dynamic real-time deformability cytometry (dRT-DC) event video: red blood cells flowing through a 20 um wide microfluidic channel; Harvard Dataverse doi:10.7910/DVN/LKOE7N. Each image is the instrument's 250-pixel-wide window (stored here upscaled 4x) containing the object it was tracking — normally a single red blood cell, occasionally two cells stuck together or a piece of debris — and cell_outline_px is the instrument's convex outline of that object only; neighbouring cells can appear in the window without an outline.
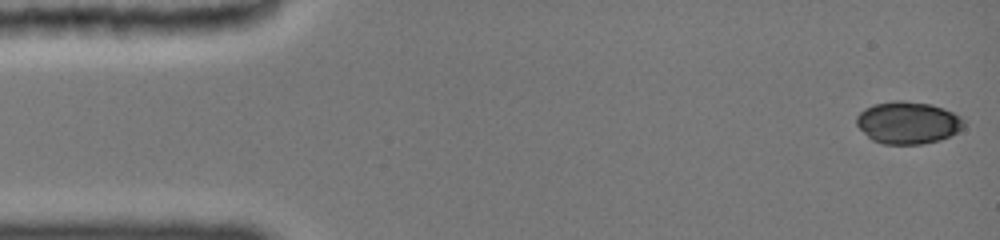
{"species": "common noctule bat (a hibernating species)", "species_latin": "Nyctalus noctula", "temperature_condition": "cold", "stored_images_in_passage": 26, "camera_frame_rate_fps": 3000, "um_per_image_px": 0.085, "animal": {"sex": "female", "body_mass_g": 19.0, "forearm_length_mm": 51.5}, "frame": {"image": 1, "passage_image": 1, "time_ms": 0.0, "image_size_px": [1000, 240], "cell_outline_px": [[964, 128], [940, 140], [920, 144], [884, 144], [872, 140], [856, 124], [856, 116], [864, 108], [872, 104], [896, 100], [900, 100], [932, 104], [944, 108], [960, 116], [964, 120]], "centroid_in_image_um": [77.16, 10.41], "position_along_channel_um": 7.8, "area_um2": 26.47}}
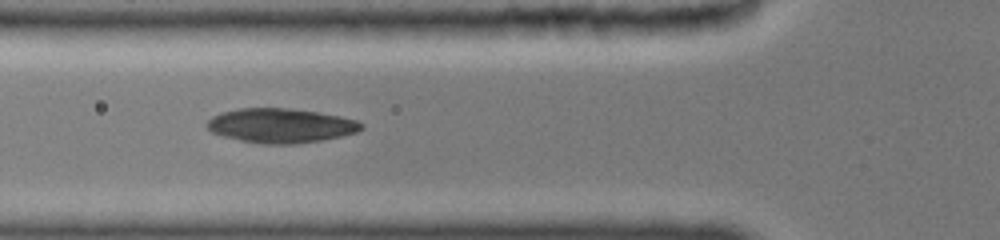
{"frame": {"image": 2, "passage_image": 15, "time_ms": 5.333, "image_size_px": [1000, 240], "cell_outline_px": [[364, 128], [356, 132], [340, 136], [320, 140], [296, 144], [260, 144], [220, 136], [212, 132], [204, 124], [212, 116], [224, 112], [240, 108], [284, 108], [316, 112], [356, 120], [364, 124]], "centroid_in_image_um": [23.82, 10.69], "position_along_channel_um": 102.0, "area_um2": 30.75}}
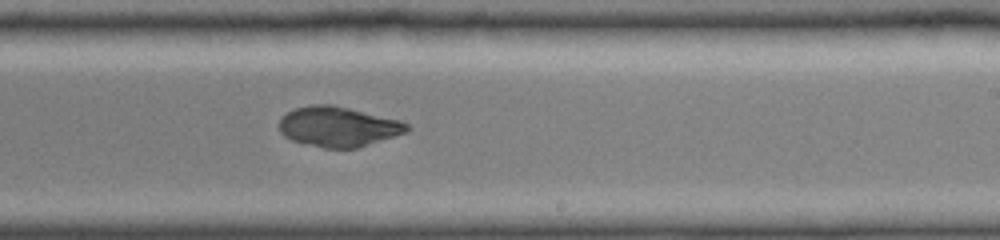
{"frame": {"image": 3, "passage_image": 26, "time_ms": 9.333, "image_size_px": [1000, 240], "cell_outline_px": [[412, 128], [408, 132], [356, 148], [324, 148], [292, 140], [284, 136], [280, 132], [280, 120], [288, 112], [296, 108], [312, 104], [332, 104], [400, 120], [408, 124]], "centroid_in_image_um": [28.78, 10.76], "position_along_channel_um": 260.2, "area_um2": 29.65}}